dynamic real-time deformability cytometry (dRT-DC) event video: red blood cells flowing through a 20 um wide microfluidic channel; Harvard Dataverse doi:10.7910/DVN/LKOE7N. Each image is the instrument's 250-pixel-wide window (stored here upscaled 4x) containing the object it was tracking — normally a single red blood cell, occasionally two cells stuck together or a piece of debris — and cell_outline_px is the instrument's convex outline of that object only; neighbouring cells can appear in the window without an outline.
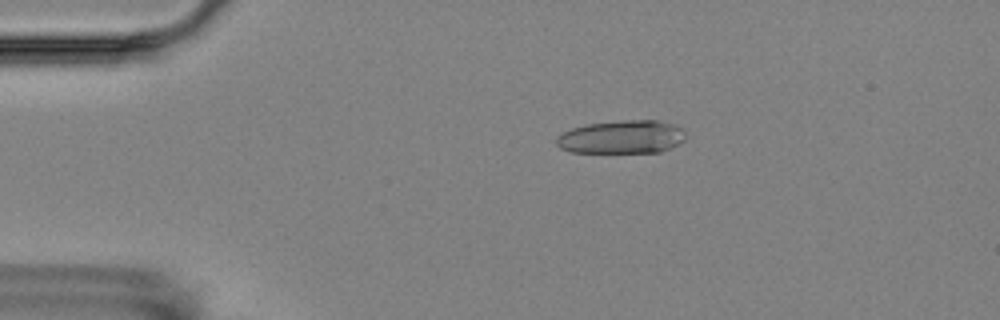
{"species": "Egyptian fruit bat (a non-hibernating species)", "species_latin": "Rousettus aegyptiacus", "temperature_condition": "room temperature", "stored_images_in_passage": 7, "camera_frame_rate_fps": 3000, "um_per_image_px": 0.085, "animal": {"sex": "female"}, "frame": {"image": 1, "passage_image": 3, "time_ms": 2.0, "image_size_px": [1000, 320], "cell_outline_px": [[684, 140], [660, 152], [572, 152], [560, 148], [556, 144], [556, 136], [572, 128], [588, 124], [624, 120], [656, 120], [676, 124], [684, 132]], "centroid_in_image_um": [52.83, 11.64], "position_along_channel_um": 32.2, "area_um2": 24.85}}
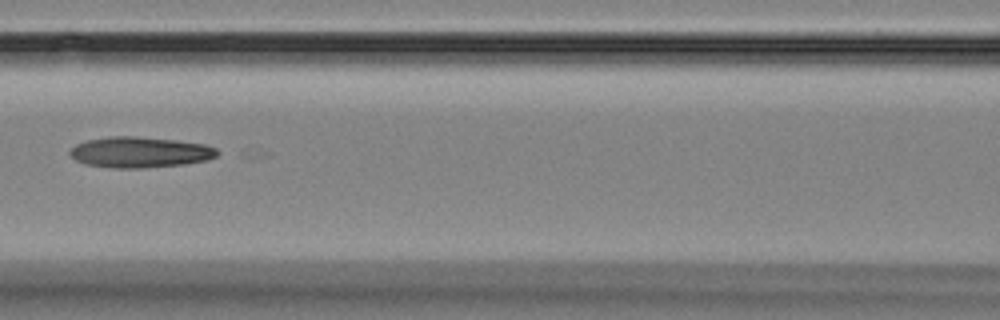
{"frame": {"image": 2, "passage_image": 7, "time_ms": 6.667, "image_size_px": [1000, 320], "cell_outline_px": [[220, 152], [216, 156], [208, 160], [184, 164], [144, 168], [112, 168], [84, 164], [76, 160], [68, 152], [76, 144], [88, 140], [112, 136], [136, 136], [176, 140], [204, 144], [216, 148]], "centroid_in_image_um": [11.91, 12.94], "position_along_channel_um": 154.7, "area_um2": 26.47}}